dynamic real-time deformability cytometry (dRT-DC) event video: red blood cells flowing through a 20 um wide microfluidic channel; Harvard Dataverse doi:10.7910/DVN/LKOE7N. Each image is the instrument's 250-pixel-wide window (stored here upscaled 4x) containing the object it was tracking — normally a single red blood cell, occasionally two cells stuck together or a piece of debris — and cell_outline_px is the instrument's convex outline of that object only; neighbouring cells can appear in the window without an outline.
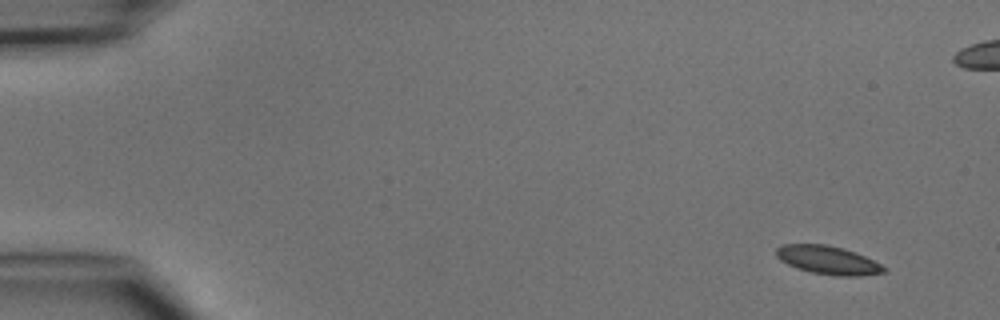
{"species": "common noctule bat (a hibernating species)", "species_latin": "Nyctalus noctula", "temperature_condition": "cold", "stored_images_in_passage": 5, "camera_frame_rate_fps": 3000, "um_per_image_px": 0.085, "animal": {"sex": "male", "body_mass_g": 15.6}, "frame": {"image": 1, "passage_image": 1, "time_ms": 0.0, "image_size_px": [1000, 320], "cell_outline_px": [[888, 272], [860, 276], [836, 276], [812, 272], [796, 268], [780, 260], [776, 256], [776, 248], [780, 244], [824, 244], [844, 248], [856, 252], [888, 268]], "centroid_in_image_um": [70.39, 22.11], "position_along_channel_um": 14.6, "area_um2": 17.98}}